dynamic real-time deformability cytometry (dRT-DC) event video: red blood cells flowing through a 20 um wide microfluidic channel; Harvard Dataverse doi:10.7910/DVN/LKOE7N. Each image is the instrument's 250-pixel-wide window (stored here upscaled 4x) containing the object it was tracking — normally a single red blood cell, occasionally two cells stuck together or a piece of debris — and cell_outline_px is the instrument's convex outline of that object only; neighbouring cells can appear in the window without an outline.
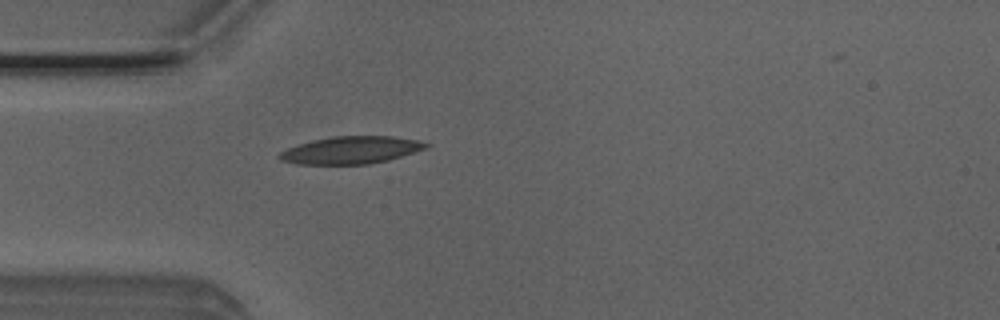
{"species": "Egyptian fruit bat (a non-hibernating species)", "species_latin": "Rousettus aegyptiacus", "temperature_condition": "room temperature", "stored_images_in_passage": 16, "camera_frame_rate_fps": 3000, "um_per_image_px": 0.085, "animal": {"sex": "male"}, "frame": {"image": 1, "passage_image": 1, "time_ms": 0.0, "image_size_px": [1000, 320], "cell_outline_px": [[432, 144], [428, 148], [388, 160], [368, 164], [296, 164], [280, 160], [276, 156], [280, 152], [288, 148], [312, 140], [336, 136], [392, 136], [416, 140]], "centroid_in_image_um": [29.84, 12.76], "position_along_channel_um": 55.2, "area_um2": 23.35}}
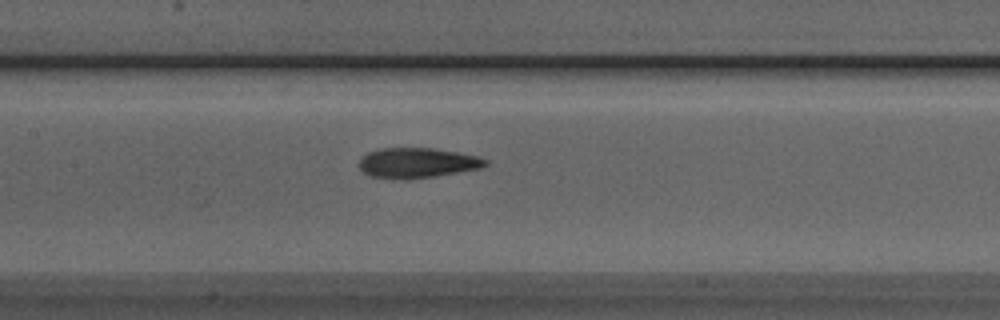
{"frame": {"image": 2, "passage_image": 10, "time_ms": 3.0, "image_size_px": [1000, 320], "cell_outline_px": [[488, 164], [480, 168], [436, 176], [408, 180], [392, 180], [368, 176], [360, 168], [360, 160], [368, 152], [380, 148], [436, 148], [480, 156], [488, 160]], "centroid_in_image_um": [35.47, 13.86], "position_along_channel_um": 171.9, "area_um2": 22.54}}
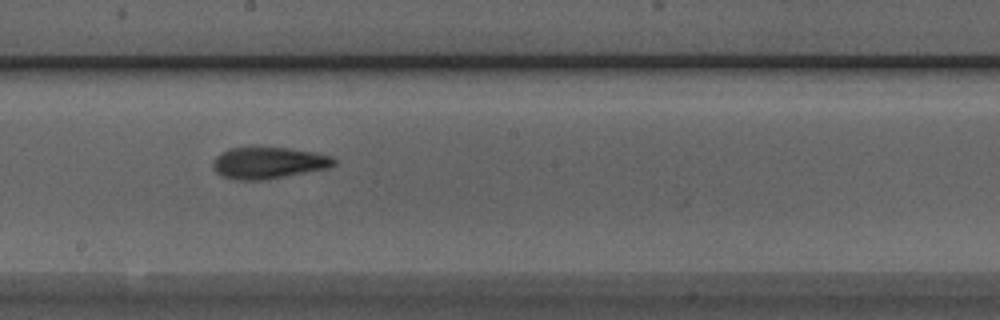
{"frame": {"image": 3, "passage_image": 14, "time_ms": 4.333, "image_size_px": [1000, 320], "cell_outline_px": [[336, 164], [328, 168], [264, 180], [236, 180], [220, 176], [212, 168], [212, 160], [220, 152], [228, 148], [256, 144], [288, 148], [312, 152], [328, 156], [336, 160]], "centroid_in_image_um": [22.71, 13.8], "position_along_channel_um": 225.5, "area_um2": 23.06}}